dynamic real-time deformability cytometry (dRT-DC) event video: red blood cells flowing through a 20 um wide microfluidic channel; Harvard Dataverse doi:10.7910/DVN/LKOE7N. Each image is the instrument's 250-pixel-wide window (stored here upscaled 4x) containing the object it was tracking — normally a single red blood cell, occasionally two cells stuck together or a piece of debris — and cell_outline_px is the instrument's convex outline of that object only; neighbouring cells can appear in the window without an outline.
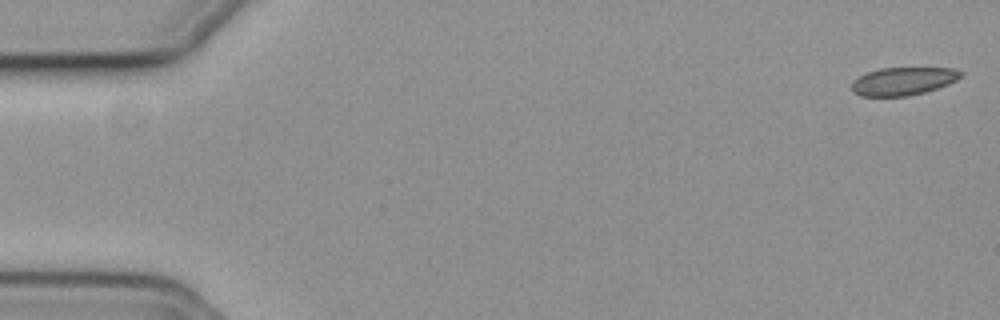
{"species": "common noctule bat (a hibernating species)", "species_latin": "Nyctalus noctula", "temperature_condition": "cold", "stored_images_in_passage": 56, "camera_frame_rate_fps": 3000, "um_per_image_px": 0.085, "animal": {"sex": "female", "body_mass_g": 19.3, "forearm_length_mm": 54.1}, "frame": {"image": 1, "passage_image": 1, "time_ms": 0.0, "image_size_px": [1000, 320], "cell_outline_px": [[964, 76], [948, 84], [924, 92], [908, 96], [860, 96], [852, 92], [852, 80], [868, 72], [880, 68], [956, 68], [964, 72]], "centroid_in_image_um": [76.79, 6.89], "position_along_channel_um": 8.2, "area_um2": 17.86}}
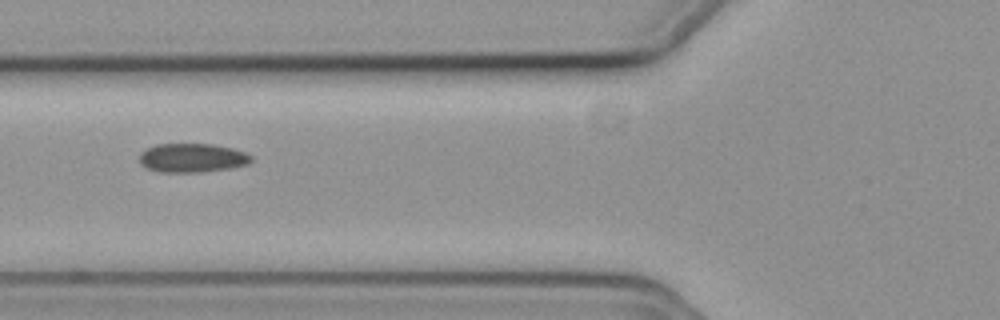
{"frame": {"image": 2, "passage_image": 21, "time_ms": 6.667, "image_size_px": [1000, 320], "cell_outline_px": [[252, 160], [248, 164], [232, 168], [200, 172], [160, 172], [148, 168], [140, 164], [140, 152], [144, 148], [156, 144], [212, 144], [232, 148], [244, 152], [252, 156]], "centroid_in_image_um": [16.32, 13.41], "position_along_channel_um": 109.5, "area_um2": 18.96}}
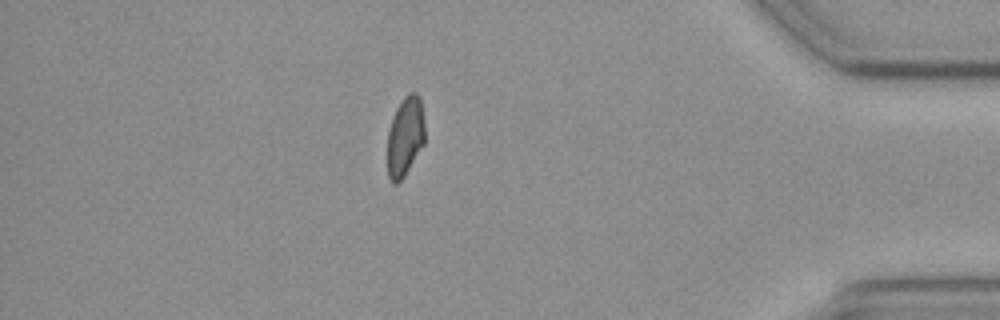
{"frame": {"image": 3, "passage_image": 48, "time_ms": 15.667, "image_size_px": [1000, 320], "cell_outline_px": [[424, 144], [404, 176], [396, 184], [392, 184], [388, 176], [388, 128], [392, 116], [396, 108], [404, 96], [408, 92], [416, 92], [420, 96], [424, 120]], "centroid_in_image_um": [34.43, 11.57], "position_along_channel_um": 400.8, "area_um2": 17.51}, "authors_computed_cell_mechanics": {"area_um2": 18.785, "velocity_mm_per_s": 3.7183, "shape_relaxation_time_tau1_ms": 6.4136, "shape_relaxation_time_tau2_ms": 2.5504, "deformation_change_tau1": 0.0857, "deformation_change_tau2": 0.0773}}